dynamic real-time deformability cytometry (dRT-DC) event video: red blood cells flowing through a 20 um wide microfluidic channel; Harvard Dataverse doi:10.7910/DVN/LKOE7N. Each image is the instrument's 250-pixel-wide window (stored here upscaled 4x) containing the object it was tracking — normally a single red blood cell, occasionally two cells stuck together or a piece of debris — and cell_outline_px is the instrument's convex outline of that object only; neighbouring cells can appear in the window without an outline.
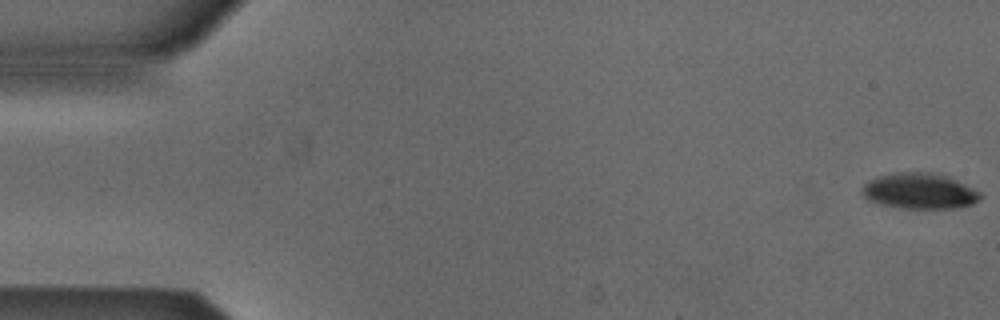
{"species": "Egyptian fruit bat (a non-hibernating species)", "species_latin": "Rousettus aegyptiacus", "temperature_condition": "cold", "stored_images_in_passage": 54, "camera_frame_rate_fps": 3000, "um_per_image_px": 0.085, "animal": {"sex": "male"}, "frame": {"image": 1, "passage_image": 1, "time_ms": 0.0, "image_size_px": [1000, 320], "cell_outline_px": [[980, 200], [972, 204], [956, 208], [900, 208], [880, 204], [868, 200], [864, 196], [864, 184], [880, 176], [900, 172], [932, 172], [956, 180], [980, 192]], "centroid_in_image_um": [78.18, 16.25], "position_along_channel_um": 6.8, "area_um2": 24.16}}
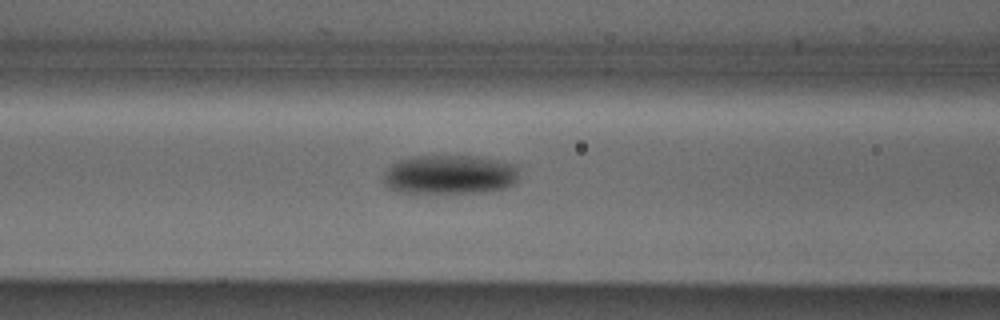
{"frame": {"image": 2, "passage_image": 22, "time_ms": 7.0, "image_size_px": [1000, 320], "cell_outline_px": [[516, 184], [508, 188], [484, 192], [396, 192], [388, 188], [384, 180], [384, 172], [392, 164], [400, 160], [416, 156], [476, 156], [496, 160], [512, 164], [516, 168]], "centroid_in_image_um": [38.21, 14.85], "position_along_channel_um": 128.4, "area_um2": 30.75}}
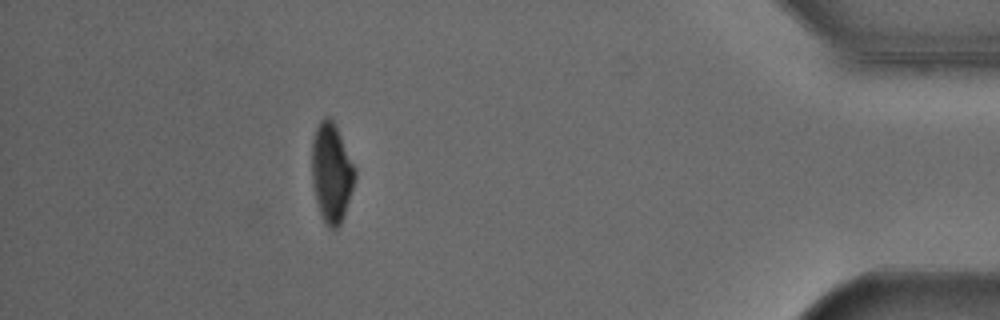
{"frame": {"image": 3, "passage_image": 48, "time_ms": 15.667, "image_size_px": [1000, 320], "cell_outline_px": [[356, 176], [344, 216], [340, 224], [336, 228], [328, 228], [320, 212], [316, 200], [312, 180], [312, 140], [316, 128], [320, 120], [324, 116], [328, 116], [332, 120], [356, 168]], "centroid_in_image_um": [28.17, 14.68], "position_along_channel_um": 407.0, "area_um2": 24.62}, "authors_computed_cell_mechanics": {"area_um2": 27.2527, "velocity_mm_per_s": 3.8511, "shape_relaxation_time_tau1_ms": 3.2935, "shape_relaxation_time_tau2_ms": null, "deformation_change_tau1": 0.1191, "deformation_change_tau2": null}}